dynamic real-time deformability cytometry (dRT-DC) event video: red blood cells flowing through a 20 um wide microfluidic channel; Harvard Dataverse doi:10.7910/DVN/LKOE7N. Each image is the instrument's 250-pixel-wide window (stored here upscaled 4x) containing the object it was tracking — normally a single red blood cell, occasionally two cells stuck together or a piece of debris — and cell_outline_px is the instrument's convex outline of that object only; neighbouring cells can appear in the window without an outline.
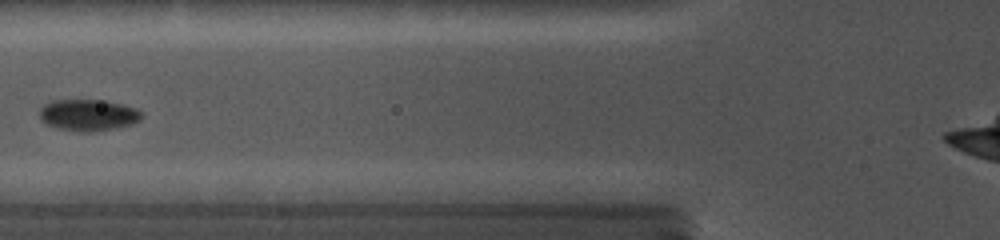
{"species": "common noctule bat (a hibernating species)", "species_latin": "Nyctalus noctula", "temperature_condition": "cold", "stored_images_in_passage": 3, "camera_frame_rate_fps": 5000, "um_per_image_px": 0.085, "animal": {"sex": "female", "body_mass_g": 19.0, "forearm_length_mm": 56.7}, "frame": {"image": 1, "passage_image": 3, "time_ms": 2.6, "image_size_px": [1000, 240], "cell_outline_px": [[144, 116], [140, 120], [132, 124], [92, 132], [80, 132], [56, 128], [44, 124], [40, 120], [40, 108], [44, 104], [52, 100], [96, 100], [120, 104], [136, 108], [144, 112]], "centroid_in_image_um": [7.47, 9.79], "position_along_channel_um": 118.3, "area_um2": 18.84}}